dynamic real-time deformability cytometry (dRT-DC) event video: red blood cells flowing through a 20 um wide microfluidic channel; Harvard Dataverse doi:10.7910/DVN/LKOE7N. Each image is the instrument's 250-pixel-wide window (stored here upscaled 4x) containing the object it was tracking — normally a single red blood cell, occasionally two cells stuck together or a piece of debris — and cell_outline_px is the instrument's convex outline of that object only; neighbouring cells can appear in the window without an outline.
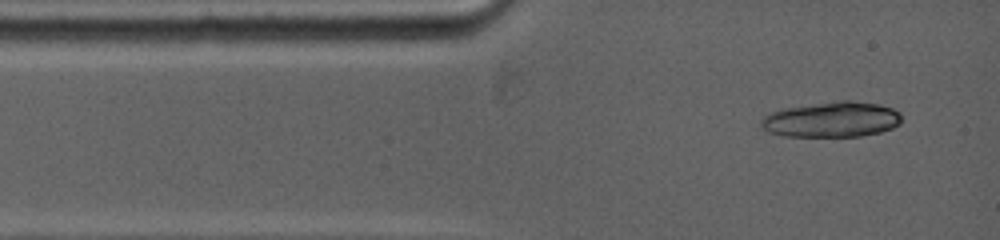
{"species": "common noctule bat (a hibernating species)", "species_latin": "Nyctalus noctula", "temperature_condition": "warm", "stored_images_in_passage": 2, "camera_frame_rate_fps": 5000, "um_per_image_px": 0.085, "animal": {"sex": "female", "body_mass_g": 19.0, "forearm_length_mm": 53.3}, "frame": {"image": 1, "passage_image": 1, "time_ms": 0.0, "image_size_px": [1000, 240], "cell_outline_px": [[900, 124], [892, 128], [880, 132], [860, 136], [784, 136], [768, 132], [760, 124], [760, 120], [764, 116], [780, 108], [840, 100], [852, 100], [880, 104], [892, 108], [900, 112]], "centroid_in_image_um": [70.69, 10.14], "position_along_channel_um": 14.3, "area_um2": 29.19}}